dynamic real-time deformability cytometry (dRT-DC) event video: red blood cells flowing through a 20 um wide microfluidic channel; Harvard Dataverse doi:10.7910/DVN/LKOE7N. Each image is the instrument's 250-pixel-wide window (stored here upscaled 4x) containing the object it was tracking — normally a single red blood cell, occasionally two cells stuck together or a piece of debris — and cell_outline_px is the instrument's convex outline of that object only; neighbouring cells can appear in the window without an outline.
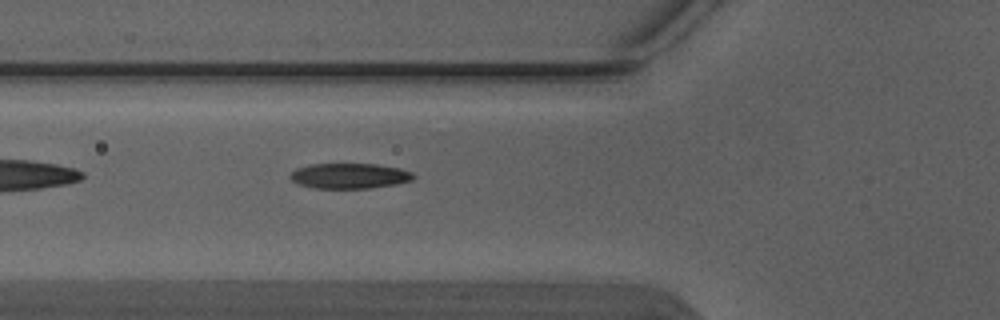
{"species": "Egyptian fruit bat (a non-hibernating species)", "species_latin": "Rousettus aegyptiacus", "temperature_condition": "warm", "stored_images_in_passage": 4, "camera_frame_rate_fps": 3000, "um_per_image_px": 0.085, "animal": {"sex": "male"}, "frame": {"image": 1, "passage_image": 4, "time_ms": 1.0, "image_size_px": [1000, 320], "cell_outline_px": [[416, 176], [412, 180], [396, 184], [372, 188], [312, 188], [300, 184], [292, 180], [288, 176], [296, 168], [312, 164], [376, 164], [400, 168], [412, 172]], "centroid_in_image_um": [29.72, 14.95], "position_along_channel_um": 96.1, "area_um2": 18.21}}